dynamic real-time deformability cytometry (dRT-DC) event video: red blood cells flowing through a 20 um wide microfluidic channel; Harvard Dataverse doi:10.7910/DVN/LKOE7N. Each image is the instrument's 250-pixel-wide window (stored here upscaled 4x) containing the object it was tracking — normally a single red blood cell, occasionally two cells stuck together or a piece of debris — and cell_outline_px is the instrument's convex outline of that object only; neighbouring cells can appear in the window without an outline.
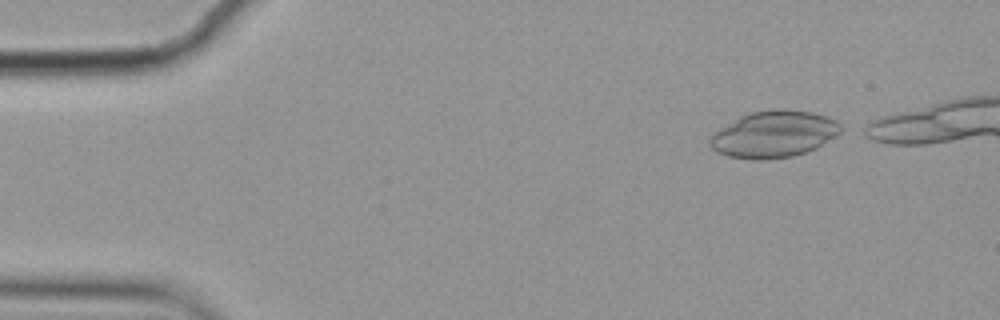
{"species": "common noctule bat (a hibernating species)", "species_latin": "Nyctalus noctula", "temperature_condition": "cold", "stored_images_in_passage": 5, "camera_frame_rate_fps": 3000, "um_per_image_px": 0.085, "animal": {"sex": "female", "body_mass_g": 19.9}, "frame": {"image": 1, "passage_image": 1, "time_ms": 0.0, "image_size_px": [1000, 320], "cell_outline_px": [[840, 132], [836, 136], [816, 148], [792, 156], [764, 160], [752, 160], [728, 156], [716, 152], [708, 144], [708, 140], [720, 128], [740, 116], [752, 112], [784, 108], [812, 112], [828, 116], [836, 120], [840, 124]], "centroid_in_image_um": [65.78, 11.41], "position_along_channel_um": 19.2, "area_um2": 35.55}}